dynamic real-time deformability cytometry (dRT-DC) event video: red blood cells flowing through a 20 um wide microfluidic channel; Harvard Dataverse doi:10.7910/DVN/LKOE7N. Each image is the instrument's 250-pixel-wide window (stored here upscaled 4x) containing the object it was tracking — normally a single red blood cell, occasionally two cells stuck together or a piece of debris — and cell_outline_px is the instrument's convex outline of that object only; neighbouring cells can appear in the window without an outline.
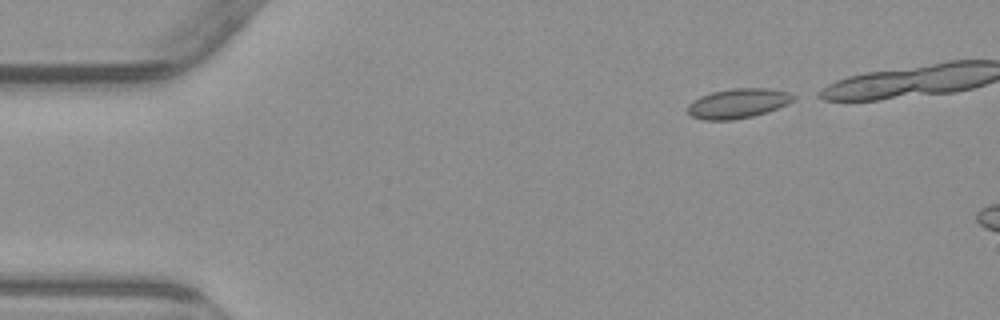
{"species": "common noctule bat (a hibernating species)", "species_latin": "Nyctalus noctula", "temperature_condition": "warm", "stored_images_in_passage": 3, "camera_frame_rate_fps": 3000, "um_per_image_px": 0.085, "animal": {"sex": "male", "body_mass_g": 23.1, "forearm_length_mm": 52.7}, "frame": {"image": 1, "passage_image": 1, "time_ms": 0.0, "image_size_px": [1000, 320], "cell_outline_px": [[796, 100], [788, 104], [752, 116], [732, 120], [704, 120], [692, 116], [688, 112], [688, 104], [692, 100], [700, 96], [712, 92], [732, 88], [768, 88], [788, 92], [796, 96]], "centroid_in_image_um": [62.73, 8.78], "position_along_channel_um": 22.3, "area_um2": 18.26}}